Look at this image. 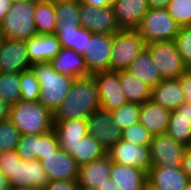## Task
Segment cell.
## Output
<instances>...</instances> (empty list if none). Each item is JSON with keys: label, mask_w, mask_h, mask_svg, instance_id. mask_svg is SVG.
I'll return each mask as SVG.
<instances>
[{"label": "cell", "mask_w": 191, "mask_h": 190, "mask_svg": "<svg viewBox=\"0 0 191 190\" xmlns=\"http://www.w3.org/2000/svg\"><path fill=\"white\" fill-rule=\"evenodd\" d=\"M100 108L97 83L94 77L74 79L68 95L53 114V121L87 119Z\"/></svg>", "instance_id": "6da1fadb"}, {"label": "cell", "mask_w": 191, "mask_h": 190, "mask_svg": "<svg viewBox=\"0 0 191 190\" xmlns=\"http://www.w3.org/2000/svg\"><path fill=\"white\" fill-rule=\"evenodd\" d=\"M0 170L12 190H42L49 183L39 160H22L16 150L0 153Z\"/></svg>", "instance_id": "7a4b0ae2"}, {"label": "cell", "mask_w": 191, "mask_h": 190, "mask_svg": "<svg viewBox=\"0 0 191 190\" xmlns=\"http://www.w3.org/2000/svg\"><path fill=\"white\" fill-rule=\"evenodd\" d=\"M31 69L40 84L38 102L54 114L68 95L74 79L56 72L50 62L34 63Z\"/></svg>", "instance_id": "3957f363"}, {"label": "cell", "mask_w": 191, "mask_h": 190, "mask_svg": "<svg viewBox=\"0 0 191 190\" xmlns=\"http://www.w3.org/2000/svg\"><path fill=\"white\" fill-rule=\"evenodd\" d=\"M21 135L45 134L53 129V114L38 101L20 100L9 107V118Z\"/></svg>", "instance_id": "277c9868"}, {"label": "cell", "mask_w": 191, "mask_h": 190, "mask_svg": "<svg viewBox=\"0 0 191 190\" xmlns=\"http://www.w3.org/2000/svg\"><path fill=\"white\" fill-rule=\"evenodd\" d=\"M35 3H12L10 10L0 23V38L28 40L37 35L34 21Z\"/></svg>", "instance_id": "5b68a950"}, {"label": "cell", "mask_w": 191, "mask_h": 190, "mask_svg": "<svg viewBox=\"0 0 191 190\" xmlns=\"http://www.w3.org/2000/svg\"><path fill=\"white\" fill-rule=\"evenodd\" d=\"M180 26L166 9L150 8L144 15L137 31L145 44L152 42L174 41Z\"/></svg>", "instance_id": "8992f818"}, {"label": "cell", "mask_w": 191, "mask_h": 190, "mask_svg": "<svg viewBox=\"0 0 191 190\" xmlns=\"http://www.w3.org/2000/svg\"><path fill=\"white\" fill-rule=\"evenodd\" d=\"M146 47L137 30H121L113 35L110 71L126 70Z\"/></svg>", "instance_id": "52a82bcc"}, {"label": "cell", "mask_w": 191, "mask_h": 190, "mask_svg": "<svg viewBox=\"0 0 191 190\" xmlns=\"http://www.w3.org/2000/svg\"><path fill=\"white\" fill-rule=\"evenodd\" d=\"M146 48L163 80L178 79L188 69L174 41L152 42Z\"/></svg>", "instance_id": "ba28073f"}, {"label": "cell", "mask_w": 191, "mask_h": 190, "mask_svg": "<svg viewBox=\"0 0 191 190\" xmlns=\"http://www.w3.org/2000/svg\"><path fill=\"white\" fill-rule=\"evenodd\" d=\"M79 15L81 27L93 34L114 35L121 31L112 6L98 8L81 2Z\"/></svg>", "instance_id": "9c48e42d"}, {"label": "cell", "mask_w": 191, "mask_h": 190, "mask_svg": "<svg viewBox=\"0 0 191 190\" xmlns=\"http://www.w3.org/2000/svg\"><path fill=\"white\" fill-rule=\"evenodd\" d=\"M88 134L94 137L108 151L122 139L123 130L113 121L110 111L101 107L87 118Z\"/></svg>", "instance_id": "30bf717a"}, {"label": "cell", "mask_w": 191, "mask_h": 190, "mask_svg": "<svg viewBox=\"0 0 191 190\" xmlns=\"http://www.w3.org/2000/svg\"><path fill=\"white\" fill-rule=\"evenodd\" d=\"M107 155L112 162L136 167L147 173L152 167L150 145H135L121 139L107 151Z\"/></svg>", "instance_id": "8fae6325"}, {"label": "cell", "mask_w": 191, "mask_h": 190, "mask_svg": "<svg viewBox=\"0 0 191 190\" xmlns=\"http://www.w3.org/2000/svg\"><path fill=\"white\" fill-rule=\"evenodd\" d=\"M112 42L113 35L108 34H92L90 40H87L86 48L81 55L91 75L110 71Z\"/></svg>", "instance_id": "7c38bea8"}, {"label": "cell", "mask_w": 191, "mask_h": 190, "mask_svg": "<svg viewBox=\"0 0 191 190\" xmlns=\"http://www.w3.org/2000/svg\"><path fill=\"white\" fill-rule=\"evenodd\" d=\"M92 76L97 83L102 109L112 112L129 102L122 91L119 71L97 72Z\"/></svg>", "instance_id": "4fadbf2b"}, {"label": "cell", "mask_w": 191, "mask_h": 190, "mask_svg": "<svg viewBox=\"0 0 191 190\" xmlns=\"http://www.w3.org/2000/svg\"><path fill=\"white\" fill-rule=\"evenodd\" d=\"M186 148L168 134L154 135L150 142L152 166L182 167Z\"/></svg>", "instance_id": "5bb4252c"}, {"label": "cell", "mask_w": 191, "mask_h": 190, "mask_svg": "<svg viewBox=\"0 0 191 190\" xmlns=\"http://www.w3.org/2000/svg\"><path fill=\"white\" fill-rule=\"evenodd\" d=\"M31 65L24 40L0 38V73H21Z\"/></svg>", "instance_id": "9a60e30c"}, {"label": "cell", "mask_w": 191, "mask_h": 190, "mask_svg": "<svg viewBox=\"0 0 191 190\" xmlns=\"http://www.w3.org/2000/svg\"><path fill=\"white\" fill-rule=\"evenodd\" d=\"M49 181L53 180H77L79 166L76 160L61 149L40 160Z\"/></svg>", "instance_id": "2e32d148"}, {"label": "cell", "mask_w": 191, "mask_h": 190, "mask_svg": "<svg viewBox=\"0 0 191 190\" xmlns=\"http://www.w3.org/2000/svg\"><path fill=\"white\" fill-rule=\"evenodd\" d=\"M112 7L121 30H137L150 9L147 0H114Z\"/></svg>", "instance_id": "e0dca14e"}, {"label": "cell", "mask_w": 191, "mask_h": 190, "mask_svg": "<svg viewBox=\"0 0 191 190\" xmlns=\"http://www.w3.org/2000/svg\"><path fill=\"white\" fill-rule=\"evenodd\" d=\"M112 160L108 155L79 167L78 186L88 190H99L110 177Z\"/></svg>", "instance_id": "ac0fdd59"}, {"label": "cell", "mask_w": 191, "mask_h": 190, "mask_svg": "<svg viewBox=\"0 0 191 190\" xmlns=\"http://www.w3.org/2000/svg\"><path fill=\"white\" fill-rule=\"evenodd\" d=\"M188 180L181 167L152 166L148 173V183L158 190H184Z\"/></svg>", "instance_id": "d6986e66"}, {"label": "cell", "mask_w": 191, "mask_h": 190, "mask_svg": "<svg viewBox=\"0 0 191 190\" xmlns=\"http://www.w3.org/2000/svg\"><path fill=\"white\" fill-rule=\"evenodd\" d=\"M25 42L31 64L50 62L61 49L56 34H37Z\"/></svg>", "instance_id": "ffe728a7"}, {"label": "cell", "mask_w": 191, "mask_h": 190, "mask_svg": "<svg viewBox=\"0 0 191 190\" xmlns=\"http://www.w3.org/2000/svg\"><path fill=\"white\" fill-rule=\"evenodd\" d=\"M52 68L73 79L91 76L84 57L70 48L61 47L60 52L50 61Z\"/></svg>", "instance_id": "44dd1931"}, {"label": "cell", "mask_w": 191, "mask_h": 190, "mask_svg": "<svg viewBox=\"0 0 191 190\" xmlns=\"http://www.w3.org/2000/svg\"><path fill=\"white\" fill-rule=\"evenodd\" d=\"M60 149L71 155L79 167L102 159L107 155L105 148L89 134L80 139L75 145H60Z\"/></svg>", "instance_id": "7402d4cb"}, {"label": "cell", "mask_w": 191, "mask_h": 190, "mask_svg": "<svg viewBox=\"0 0 191 190\" xmlns=\"http://www.w3.org/2000/svg\"><path fill=\"white\" fill-rule=\"evenodd\" d=\"M151 100L165 109L174 111L185 102V93L179 79L159 82L152 88Z\"/></svg>", "instance_id": "603a6c76"}, {"label": "cell", "mask_w": 191, "mask_h": 190, "mask_svg": "<svg viewBox=\"0 0 191 190\" xmlns=\"http://www.w3.org/2000/svg\"><path fill=\"white\" fill-rule=\"evenodd\" d=\"M171 111L149 99L140 105L139 122L154 135L166 134Z\"/></svg>", "instance_id": "cb8c5ba5"}, {"label": "cell", "mask_w": 191, "mask_h": 190, "mask_svg": "<svg viewBox=\"0 0 191 190\" xmlns=\"http://www.w3.org/2000/svg\"><path fill=\"white\" fill-rule=\"evenodd\" d=\"M110 178L119 190H144L148 183V173L136 167L112 162Z\"/></svg>", "instance_id": "d4e9b609"}, {"label": "cell", "mask_w": 191, "mask_h": 190, "mask_svg": "<svg viewBox=\"0 0 191 190\" xmlns=\"http://www.w3.org/2000/svg\"><path fill=\"white\" fill-rule=\"evenodd\" d=\"M126 70L151 88L163 80L146 47Z\"/></svg>", "instance_id": "484cf974"}, {"label": "cell", "mask_w": 191, "mask_h": 190, "mask_svg": "<svg viewBox=\"0 0 191 190\" xmlns=\"http://www.w3.org/2000/svg\"><path fill=\"white\" fill-rule=\"evenodd\" d=\"M119 79L122 91L129 102L141 105L151 99L152 88L128 70H119Z\"/></svg>", "instance_id": "4316f807"}, {"label": "cell", "mask_w": 191, "mask_h": 190, "mask_svg": "<svg viewBox=\"0 0 191 190\" xmlns=\"http://www.w3.org/2000/svg\"><path fill=\"white\" fill-rule=\"evenodd\" d=\"M60 145H75L88 134L87 119L53 121Z\"/></svg>", "instance_id": "83f0119b"}, {"label": "cell", "mask_w": 191, "mask_h": 190, "mask_svg": "<svg viewBox=\"0 0 191 190\" xmlns=\"http://www.w3.org/2000/svg\"><path fill=\"white\" fill-rule=\"evenodd\" d=\"M34 21L37 34H55V2L35 4Z\"/></svg>", "instance_id": "f1b7e54d"}, {"label": "cell", "mask_w": 191, "mask_h": 190, "mask_svg": "<svg viewBox=\"0 0 191 190\" xmlns=\"http://www.w3.org/2000/svg\"><path fill=\"white\" fill-rule=\"evenodd\" d=\"M20 73H0V99L9 106L20 101Z\"/></svg>", "instance_id": "f546056e"}, {"label": "cell", "mask_w": 191, "mask_h": 190, "mask_svg": "<svg viewBox=\"0 0 191 190\" xmlns=\"http://www.w3.org/2000/svg\"><path fill=\"white\" fill-rule=\"evenodd\" d=\"M166 134L176 142L191 147V119L178 118V114H170Z\"/></svg>", "instance_id": "4dcf8cb0"}, {"label": "cell", "mask_w": 191, "mask_h": 190, "mask_svg": "<svg viewBox=\"0 0 191 190\" xmlns=\"http://www.w3.org/2000/svg\"><path fill=\"white\" fill-rule=\"evenodd\" d=\"M111 113L113 121L124 131L139 122L140 104L128 102Z\"/></svg>", "instance_id": "1f68e13d"}, {"label": "cell", "mask_w": 191, "mask_h": 190, "mask_svg": "<svg viewBox=\"0 0 191 190\" xmlns=\"http://www.w3.org/2000/svg\"><path fill=\"white\" fill-rule=\"evenodd\" d=\"M20 100L35 102L39 100L40 84L32 71V69L25 70L20 73Z\"/></svg>", "instance_id": "d6a6232c"}, {"label": "cell", "mask_w": 191, "mask_h": 190, "mask_svg": "<svg viewBox=\"0 0 191 190\" xmlns=\"http://www.w3.org/2000/svg\"><path fill=\"white\" fill-rule=\"evenodd\" d=\"M55 19L57 24H81L79 3L55 1Z\"/></svg>", "instance_id": "836d02e7"}, {"label": "cell", "mask_w": 191, "mask_h": 190, "mask_svg": "<svg viewBox=\"0 0 191 190\" xmlns=\"http://www.w3.org/2000/svg\"><path fill=\"white\" fill-rule=\"evenodd\" d=\"M21 134L13 123L7 119L0 122V153L16 150Z\"/></svg>", "instance_id": "e575fe53"}, {"label": "cell", "mask_w": 191, "mask_h": 190, "mask_svg": "<svg viewBox=\"0 0 191 190\" xmlns=\"http://www.w3.org/2000/svg\"><path fill=\"white\" fill-rule=\"evenodd\" d=\"M166 10L180 27L191 26V0H171Z\"/></svg>", "instance_id": "d590c367"}, {"label": "cell", "mask_w": 191, "mask_h": 190, "mask_svg": "<svg viewBox=\"0 0 191 190\" xmlns=\"http://www.w3.org/2000/svg\"><path fill=\"white\" fill-rule=\"evenodd\" d=\"M153 135L140 122L123 131L122 140L135 145H150Z\"/></svg>", "instance_id": "8d00e7d4"}, {"label": "cell", "mask_w": 191, "mask_h": 190, "mask_svg": "<svg viewBox=\"0 0 191 190\" xmlns=\"http://www.w3.org/2000/svg\"><path fill=\"white\" fill-rule=\"evenodd\" d=\"M184 65L191 66V26L180 27L174 40Z\"/></svg>", "instance_id": "74e56055"}, {"label": "cell", "mask_w": 191, "mask_h": 190, "mask_svg": "<svg viewBox=\"0 0 191 190\" xmlns=\"http://www.w3.org/2000/svg\"><path fill=\"white\" fill-rule=\"evenodd\" d=\"M60 149V143L57 133L54 129L38 135V153L37 160H41L42 157L49 156Z\"/></svg>", "instance_id": "f35d334b"}, {"label": "cell", "mask_w": 191, "mask_h": 190, "mask_svg": "<svg viewBox=\"0 0 191 190\" xmlns=\"http://www.w3.org/2000/svg\"><path fill=\"white\" fill-rule=\"evenodd\" d=\"M16 151L24 161L37 160L38 135H21Z\"/></svg>", "instance_id": "ab89813d"}, {"label": "cell", "mask_w": 191, "mask_h": 190, "mask_svg": "<svg viewBox=\"0 0 191 190\" xmlns=\"http://www.w3.org/2000/svg\"><path fill=\"white\" fill-rule=\"evenodd\" d=\"M81 24H57L55 34L58 36L61 47L74 50L75 28H80Z\"/></svg>", "instance_id": "60d3db41"}, {"label": "cell", "mask_w": 191, "mask_h": 190, "mask_svg": "<svg viewBox=\"0 0 191 190\" xmlns=\"http://www.w3.org/2000/svg\"><path fill=\"white\" fill-rule=\"evenodd\" d=\"M92 34L93 33L83 27L75 28L74 51L82 54L86 48L87 40H90Z\"/></svg>", "instance_id": "b9f144b4"}, {"label": "cell", "mask_w": 191, "mask_h": 190, "mask_svg": "<svg viewBox=\"0 0 191 190\" xmlns=\"http://www.w3.org/2000/svg\"><path fill=\"white\" fill-rule=\"evenodd\" d=\"M77 187V180H53L49 181L42 190H76Z\"/></svg>", "instance_id": "7bdbcfd3"}, {"label": "cell", "mask_w": 191, "mask_h": 190, "mask_svg": "<svg viewBox=\"0 0 191 190\" xmlns=\"http://www.w3.org/2000/svg\"><path fill=\"white\" fill-rule=\"evenodd\" d=\"M178 79L185 93V102L191 104V72L187 69Z\"/></svg>", "instance_id": "ee69618b"}, {"label": "cell", "mask_w": 191, "mask_h": 190, "mask_svg": "<svg viewBox=\"0 0 191 190\" xmlns=\"http://www.w3.org/2000/svg\"><path fill=\"white\" fill-rule=\"evenodd\" d=\"M171 114H178V118L191 119V104L184 102L174 111H171Z\"/></svg>", "instance_id": "f6af8a7d"}, {"label": "cell", "mask_w": 191, "mask_h": 190, "mask_svg": "<svg viewBox=\"0 0 191 190\" xmlns=\"http://www.w3.org/2000/svg\"><path fill=\"white\" fill-rule=\"evenodd\" d=\"M182 170L191 179V147H187L182 161Z\"/></svg>", "instance_id": "bcb514c9"}, {"label": "cell", "mask_w": 191, "mask_h": 190, "mask_svg": "<svg viewBox=\"0 0 191 190\" xmlns=\"http://www.w3.org/2000/svg\"><path fill=\"white\" fill-rule=\"evenodd\" d=\"M82 2L86 5L102 8L113 6L114 0H83Z\"/></svg>", "instance_id": "7dc6e473"}, {"label": "cell", "mask_w": 191, "mask_h": 190, "mask_svg": "<svg viewBox=\"0 0 191 190\" xmlns=\"http://www.w3.org/2000/svg\"><path fill=\"white\" fill-rule=\"evenodd\" d=\"M149 8L166 9L171 0H147Z\"/></svg>", "instance_id": "c3c4849f"}, {"label": "cell", "mask_w": 191, "mask_h": 190, "mask_svg": "<svg viewBox=\"0 0 191 190\" xmlns=\"http://www.w3.org/2000/svg\"><path fill=\"white\" fill-rule=\"evenodd\" d=\"M11 4V0H0V23L3 21L4 16L10 10Z\"/></svg>", "instance_id": "681fc988"}, {"label": "cell", "mask_w": 191, "mask_h": 190, "mask_svg": "<svg viewBox=\"0 0 191 190\" xmlns=\"http://www.w3.org/2000/svg\"><path fill=\"white\" fill-rule=\"evenodd\" d=\"M9 105L0 99V122L9 118Z\"/></svg>", "instance_id": "f907efd6"}, {"label": "cell", "mask_w": 191, "mask_h": 190, "mask_svg": "<svg viewBox=\"0 0 191 190\" xmlns=\"http://www.w3.org/2000/svg\"><path fill=\"white\" fill-rule=\"evenodd\" d=\"M0 190H12L8 182V179L2 173L1 170H0Z\"/></svg>", "instance_id": "816d5d0a"}, {"label": "cell", "mask_w": 191, "mask_h": 190, "mask_svg": "<svg viewBox=\"0 0 191 190\" xmlns=\"http://www.w3.org/2000/svg\"><path fill=\"white\" fill-rule=\"evenodd\" d=\"M99 190H119L117 184L109 177L107 182Z\"/></svg>", "instance_id": "f5cc1de1"}, {"label": "cell", "mask_w": 191, "mask_h": 190, "mask_svg": "<svg viewBox=\"0 0 191 190\" xmlns=\"http://www.w3.org/2000/svg\"><path fill=\"white\" fill-rule=\"evenodd\" d=\"M56 0H31V2L35 4H41V3H54Z\"/></svg>", "instance_id": "db71d44e"}, {"label": "cell", "mask_w": 191, "mask_h": 190, "mask_svg": "<svg viewBox=\"0 0 191 190\" xmlns=\"http://www.w3.org/2000/svg\"><path fill=\"white\" fill-rule=\"evenodd\" d=\"M62 2H70V3H81L83 0H58Z\"/></svg>", "instance_id": "11a10c76"}, {"label": "cell", "mask_w": 191, "mask_h": 190, "mask_svg": "<svg viewBox=\"0 0 191 190\" xmlns=\"http://www.w3.org/2000/svg\"><path fill=\"white\" fill-rule=\"evenodd\" d=\"M144 190H158V189L154 188V187L151 186L149 183H147V184L145 185Z\"/></svg>", "instance_id": "9f6ffc18"}, {"label": "cell", "mask_w": 191, "mask_h": 190, "mask_svg": "<svg viewBox=\"0 0 191 190\" xmlns=\"http://www.w3.org/2000/svg\"><path fill=\"white\" fill-rule=\"evenodd\" d=\"M184 190H191V179L188 180L187 186Z\"/></svg>", "instance_id": "6f0895ef"}, {"label": "cell", "mask_w": 191, "mask_h": 190, "mask_svg": "<svg viewBox=\"0 0 191 190\" xmlns=\"http://www.w3.org/2000/svg\"><path fill=\"white\" fill-rule=\"evenodd\" d=\"M12 3H17V2H31V0H11Z\"/></svg>", "instance_id": "680465c9"}, {"label": "cell", "mask_w": 191, "mask_h": 190, "mask_svg": "<svg viewBox=\"0 0 191 190\" xmlns=\"http://www.w3.org/2000/svg\"><path fill=\"white\" fill-rule=\"evenodd\" d=\"M76 190H88V189H84V188H81L80 186H78Z\"/></svg>", "instance_id": "91938a15"}]
</instances>
